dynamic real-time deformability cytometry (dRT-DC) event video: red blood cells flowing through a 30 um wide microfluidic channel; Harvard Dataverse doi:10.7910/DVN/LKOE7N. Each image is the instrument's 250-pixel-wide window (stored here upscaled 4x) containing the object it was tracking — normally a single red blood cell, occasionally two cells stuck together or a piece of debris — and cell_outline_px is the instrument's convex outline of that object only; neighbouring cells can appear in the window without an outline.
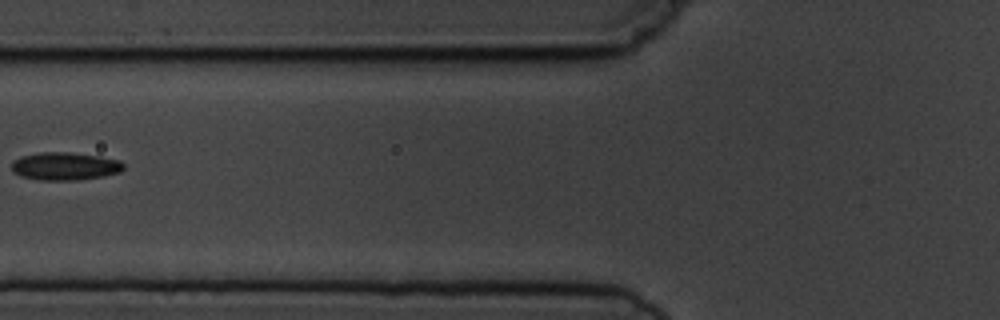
{"species": "common noctule bat (a hibernating species)", "species_latin": "Nyctalus noctula", "temperature_condition": "cold", "stored_images_in_passage": 5, "camera_frame_rate_fps": 3000, "um_per_image_px": 0.085, "animal": {"sex": "male", "body_mass_g": 19.5, "forearm_length_mm": 54.6}, "frame": {"image": 1, "passage_image": 4, "time_ms": 3.333, "image_size_px": [1000, 320], "cell_outline_px": [[124, 168], [120, 172], [104, 176], [76, 180], [40, 180], [20, 176], [12, 172], [12, 160], [20, 156], [40, 152], [68, 152], [100, 156], [120, 160], [124, 164]], "centroid_in_image_um": [5.5, 14.12], "position_along_channel_um": 120.3, "area_um2": 18.38}}
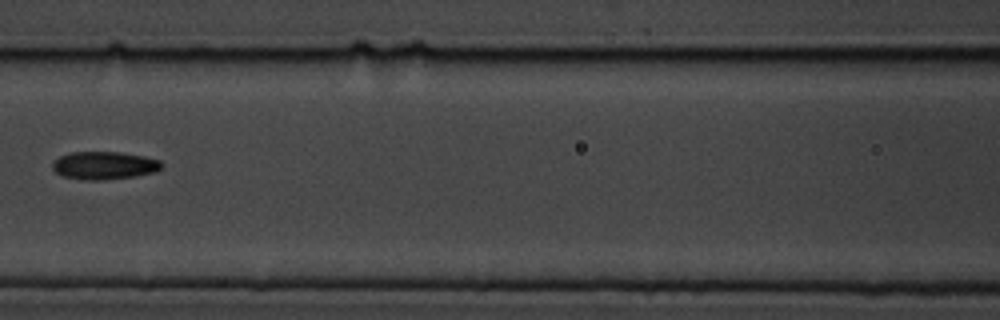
{"frame": {"image": 2, "passage_image": 5, "time_ms": 4.333, "image_size_px": [1000, 320], "cell_outline_px": [[164, 164], [156, 172], [132, 176], [104, 180], [84, 180], [60, 176], [52, 168], [52, 164], [60, 156], [72, 152], [120, 152], [144, 156], [160, 160]], "centroid_in_image_um": [8.86, 14.06], "position_along_channel_um": 157.7, "area_um2": 17.74}}